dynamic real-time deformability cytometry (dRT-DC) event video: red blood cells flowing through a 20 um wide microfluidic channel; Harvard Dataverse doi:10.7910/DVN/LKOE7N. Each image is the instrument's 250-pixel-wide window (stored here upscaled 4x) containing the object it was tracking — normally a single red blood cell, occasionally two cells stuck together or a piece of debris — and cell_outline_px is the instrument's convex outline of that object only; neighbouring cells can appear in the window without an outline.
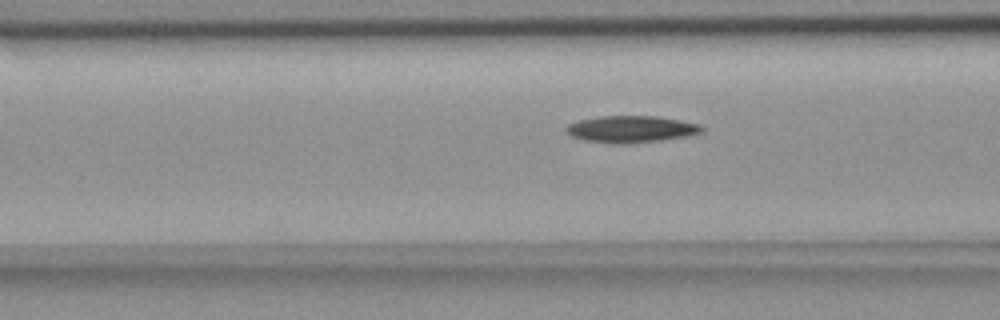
{"species": "common noctule bat (a hibernating species)", "species_latin": "Nyctalus noctula", "temperature_condition": "room temperature", "stored_images_in_passage": 7, "segment_of_instrument_passage": [2, 2], "camera_frame_rate_fps": 3000, "um_per_image_px": 0.085, "animal": {"sex": "female", "body_mass_g": 18.4}, "frame": {"image": 1, "passage_image": 7, "time_ms": 8.0, "image_size_px": [1000, 320], "cell_outline_px": [[704, 128], [700, 132], [684, 136], [660, 140], [624, 144], [612, 144], [584, 140], [572, 136], [564, 128], [568, 124], [580, 120], [600, 116], [656, 116], [680, 120], [700, 124]], "centroid_in_image_um": [53.61, 10.97], "position_along_channel_um": 113.0, "area_um2": 20.98}}